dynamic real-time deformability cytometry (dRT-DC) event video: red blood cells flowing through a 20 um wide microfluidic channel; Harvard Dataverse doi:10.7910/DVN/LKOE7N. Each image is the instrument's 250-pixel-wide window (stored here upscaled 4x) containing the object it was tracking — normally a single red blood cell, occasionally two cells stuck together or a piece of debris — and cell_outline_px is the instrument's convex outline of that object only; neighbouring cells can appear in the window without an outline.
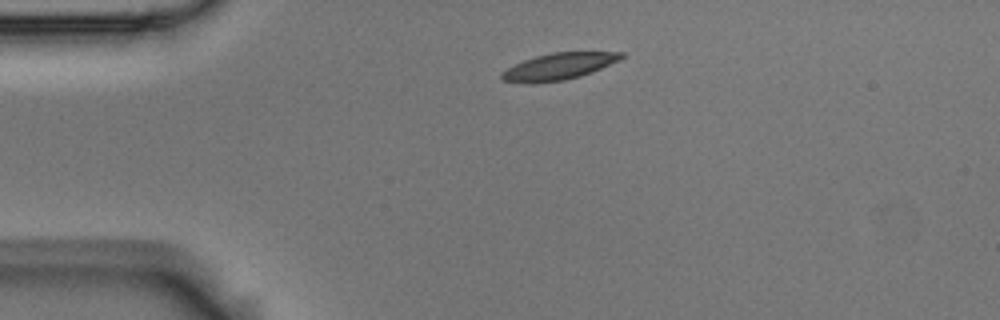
{"species": "Egyptian fruit bat (a non-hibernating species)", "species_latin": "Rousettus aegyptiacus", "temperature_condition": "room temperature", "stored_images_in_passage": 2, "camera_frame_rate_fps": 3000, "um_per_image_px": 0.085, "animal": {"sex": "male"}, "frame": {"image": 1, "passage_image": 1, "time_ms": 0.0, "image_size_px": [1000, 320], "cell_outline_px": [[628, 56], [620, 60], [592, 72], [580, 76], [564, 80], [532, 84], [524, 84], [500, 80], [500, 72], [524, 60], [536, 56], [552, 52], [624, 52]], "centroid_in_image_um": [47.49, 5.66], "position_along_channel_um": 37.5, "area_um2": 18.84}}